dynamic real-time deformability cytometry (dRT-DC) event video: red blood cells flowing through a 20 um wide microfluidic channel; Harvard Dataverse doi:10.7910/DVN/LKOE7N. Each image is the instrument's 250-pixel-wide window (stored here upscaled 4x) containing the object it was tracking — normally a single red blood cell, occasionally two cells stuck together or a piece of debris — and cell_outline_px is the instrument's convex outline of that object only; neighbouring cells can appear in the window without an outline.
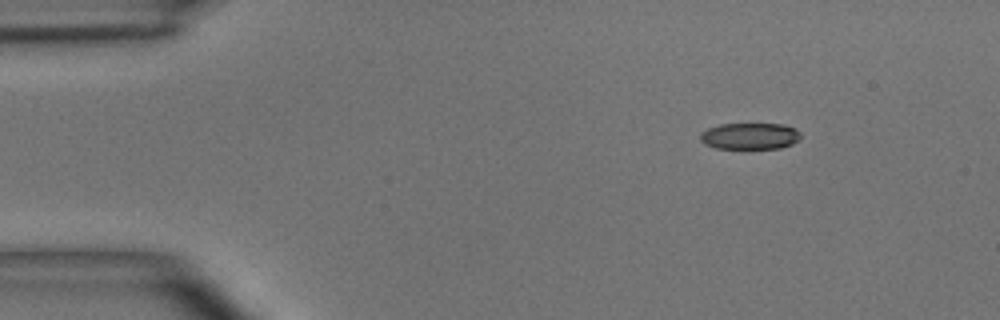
{"species": "common noctule bat (a hibernating species)", "species_latin": "Nyctalus noctula", "temperature_condition": "room temperature", "stored_images_in_passage": 4, "camera_frame_rate_fps": 3000, "um_per_image_px": 0.085, "animal": {"sex": "male", "body_mass_g": 15.6}, "frame": {"image": 1, "passage_image": 1, "time_ms": 0.0, "image_size_px": [1000, 320], "cell_outline_px": [[800, 136], [792, 144], [780, 148], [716, 148], [704, 144], [700, 140], [700, 132], [708, 128], [720, 124], [784, 124], [796, 128], [800, 132]], "centroid_in_image_um": [63.72, 11.56], "position_along_channel_um": 21.3, "area_um2": 15.49}}
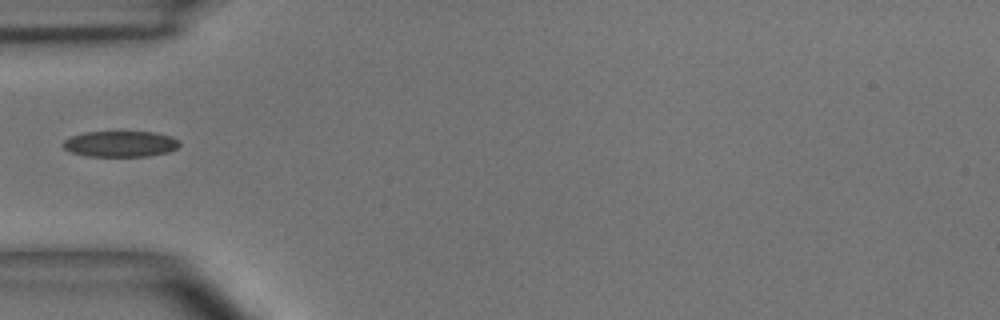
{"frame": {"image": 2, "passage_image": 3, "time_ms": 3.333, "image_size_px": [1000, 320], "cell_outline_px": [[180, 144], [176, 148], [168, 152], [148, 156], [88, 156], [72, 152], [64, 148], [60, 144], [64, 140], [72, 136], [84, 132], [156, 132], [172, 136], [180, 140]], "centroid_in_image_um": [10.25, 12.22], "position_along_channel_um": 74.8, "area_um2": 17.63}}
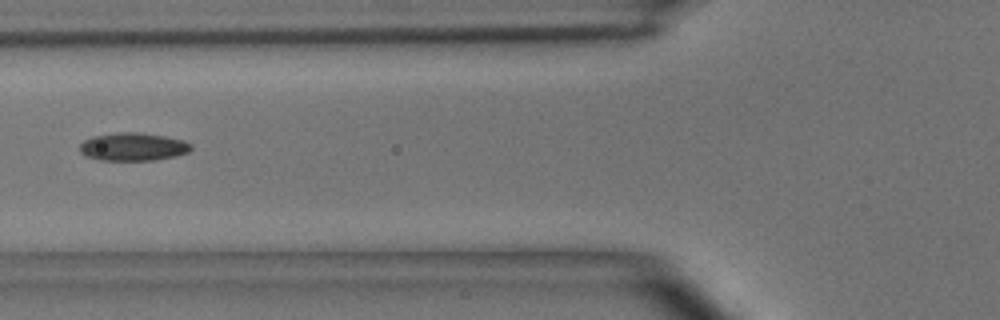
{"frame": {"image": 3, "passage_image": 4, "time_ms": 4.333, "image_size_px": [1000, 320], "cell_outline_px": [[192, 148], [188, 152], [176, 156], [152, 160], [100, 160], [84, 156], [80, 152], [80, 144], [84, 140], [92, 136], [116, 132], [140, 132], [164, 136], [184, 140], [192, 144]], "centroid_in_image_um": [11.3, 12.47], "position_along_channel_um": 114.5, "area_um2": 18.32}}